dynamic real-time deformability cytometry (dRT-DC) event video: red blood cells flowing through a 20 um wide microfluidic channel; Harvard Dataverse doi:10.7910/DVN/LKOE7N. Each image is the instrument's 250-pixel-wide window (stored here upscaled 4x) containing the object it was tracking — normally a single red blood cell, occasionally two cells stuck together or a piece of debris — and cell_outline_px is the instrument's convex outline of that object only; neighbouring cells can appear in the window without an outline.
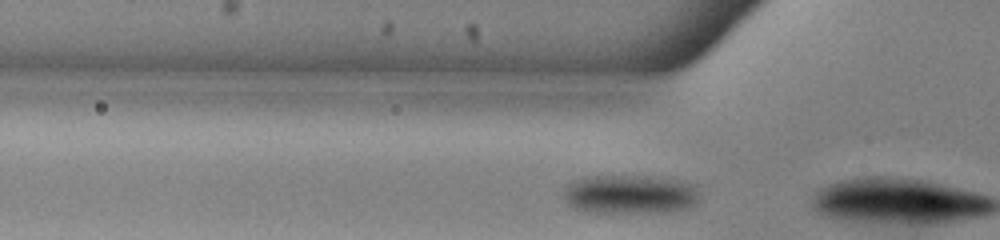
{"species": "common noctule bat (a hibernating species)", "species_latin": "Nyctalus noctula", "temperature_condition": "warm", "stored_images_in_passage": 3, "camera_frame_rate_fps": 3000, "um_per_image_px": 0.085, "animal": {"sex": "male", "body_mass_g": 13.0, "forearm_length_mm": 53.1}, "frame": {"image": 1, "passage_image": 2, "time_ms": 0.333, "image_size_px": [1000, 240], "cell_outline_px": [[696, 204], [688, 208], [672, 212], [588, 212], [576, 208], [568, 204], [564, 196], [564, 192], [568, 184], [576, 180], [588, 176], [636, 176], [672, 180], [696, 184]], "centroid_in_image_um": [53.54, 16.53], "position_along_channel_um": 72.3, "area_um2": 30.46}}